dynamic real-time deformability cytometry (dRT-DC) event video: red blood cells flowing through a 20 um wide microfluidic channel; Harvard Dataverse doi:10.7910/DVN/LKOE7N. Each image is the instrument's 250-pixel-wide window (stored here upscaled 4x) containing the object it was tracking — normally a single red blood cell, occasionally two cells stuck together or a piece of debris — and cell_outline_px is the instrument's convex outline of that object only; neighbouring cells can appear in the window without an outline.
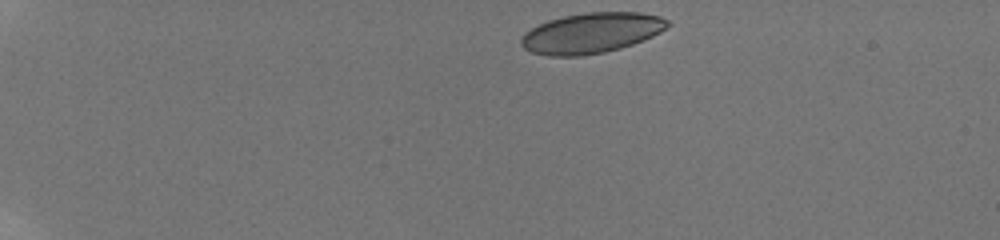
{"species": "human", "species_latin": "Homo sapiens", "temperature_condition": "room temperature", "stored_images_in_passage": 38, "camera_frame_rate_fps": 3000, "um_per_image_px": 0.085, "donor": {"sex": "male"}, "frame": {"image": 1, "passage_image": 1, "time_ms": 0.0, "image_size_px": [1000, 240], "cell_outline_px": [[668, 24], [660, 32], [652, 36], [632, 44], [620, 48], [604, 52], [580, 56], [548, 56], [532, 52], [524, 48], [520, 44], [520, 40], [524, 32], [548, 20], [564, 16], [588, 12], [636, 12], [660, 16], [668, 20]], "centroid_in_image_um": [50.23, 2.81], "position_along_channel_um": 34.8, "area_um2": 34.22}}
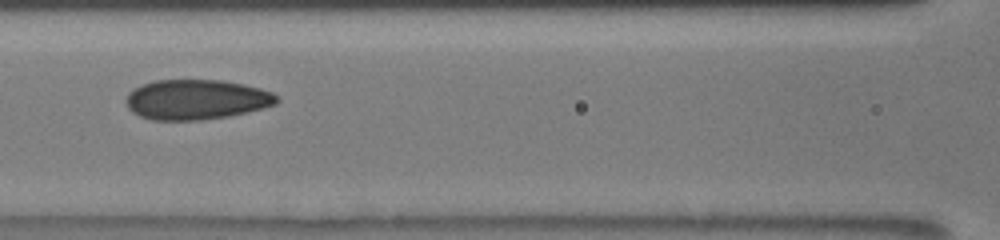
{"frame": {"image": 2, "passage_image": 20, "time_ms": 5.667, "image_size_px": [1000, 240], "cell_outline_px": [[280, 100], [276, 104], [228, 116], [200, 120], [152, 120], [140, 116], [132, 112], [128, 108], [124, 100], [128, 92], [144, 84], [156, 80], [220, 80], [244, 84], [260, 88], [272, 92]], "centroid_in_image_um": [16.66, 8.46], "position_along_channel_um": 149.9, "area_um2": 35.03}}
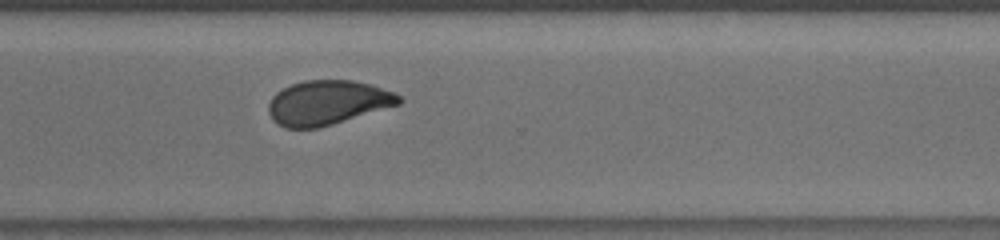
{"frame": {"image": 3, "passage_image": 38, "time_ms": 10.667, "image_size_px": [1000, 240], "cell_outline_px": [[404, 100], [400, 104], [332, 124], [316, 128], [284, 128], [276, 124], [272, 120], [268, 112], [268, 104], [272, 96], [276, 92], [292, 84], [304, 80], [352, 80], [372, 84], [392, 92], [400, 96]], "centroid_in_image_um": [27.82, 8.72], "position_along_channel_um": 342.8, "area_um2": 33.81}}